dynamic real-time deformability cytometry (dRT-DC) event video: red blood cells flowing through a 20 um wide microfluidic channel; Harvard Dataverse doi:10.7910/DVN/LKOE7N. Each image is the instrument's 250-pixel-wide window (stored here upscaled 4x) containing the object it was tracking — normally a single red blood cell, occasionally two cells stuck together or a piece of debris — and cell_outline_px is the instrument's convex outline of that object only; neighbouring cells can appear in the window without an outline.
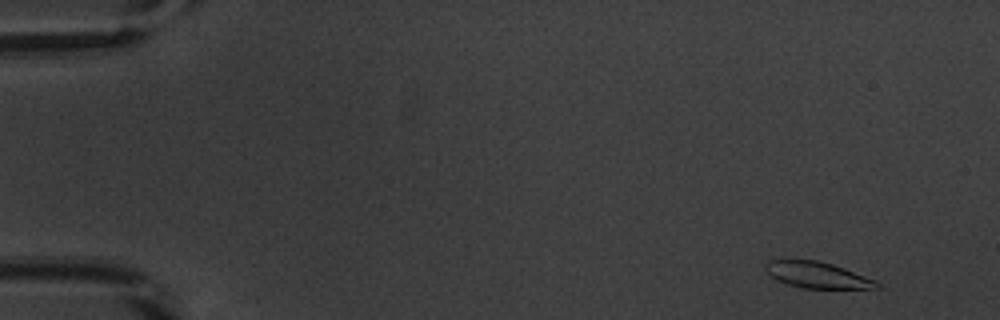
{"species": "common noctule bat (a hibernating species)", "species_latin": "Nyctalus noctula", "temperature_condition": "warm", "stored_images_in_passage": 16, "camera_frame_rate_fps": 3000, "um_per_image_px": 0.085, "animal": {"sex": "male", "body_mass_g": 20.1, "forearm_length_mm": 53.5}, "frame": {"image": 1, "passage_image": 3, "time_ms": 0.667, "image_size_px": [1000, 320], "cell_outline_px": [[884, 288], [804, 288], [788, 284], [776, 280], [764, 268], [764, 264], [768, 260], [816, 260], [832, 264], [844, 268], [876, 280]], "centroid_in_image_um": [69.48, 23.37], "position_along_channel_um": 15.5, "area_um2": 16.88}}